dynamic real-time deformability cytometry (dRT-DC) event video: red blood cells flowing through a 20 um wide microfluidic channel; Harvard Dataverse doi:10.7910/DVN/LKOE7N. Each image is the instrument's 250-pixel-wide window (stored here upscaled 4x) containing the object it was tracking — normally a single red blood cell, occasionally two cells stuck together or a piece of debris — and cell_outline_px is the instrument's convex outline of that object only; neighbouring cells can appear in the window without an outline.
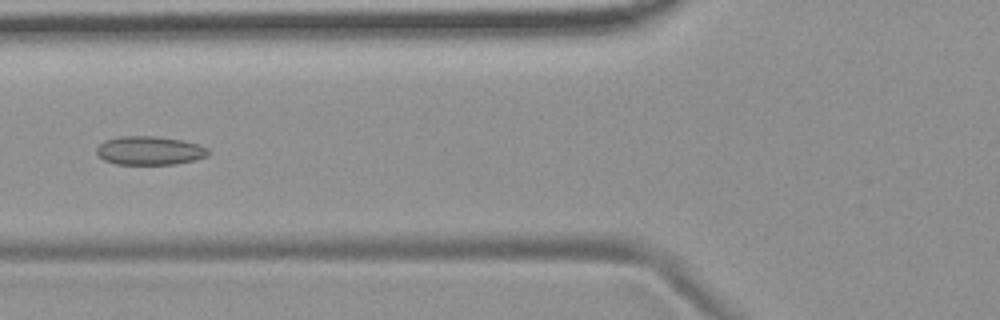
{"species": "common noctule bat (a hibernating species)", "species_latin": "Nyctalus noctula", "temperature_condition": "room temperature", "stored_images_in_passage": 8, "camera_frame_rate_fps": 3000, "um_per_image_px": 0.085, "animal": {"sex": "female", "body_mass_g": 19.9}, "frame": {"image": 1, "passage_image": 5, "time_ms": 5.667, "image_size_px": [1000, 320], "cell_outline_px": [[212, 152], [208, 156], [196, 160], [176, 164], [116, 164], [104, 160], [96, 152], [96, 148], [104, 140], [120, 136], [156, 136], [180, 140], [196, 144], [208, 148]], "centroid_in_image_um": [12.74, 12.8], "position_along_channel_um": 113.1, "area_um2": 18.73}}
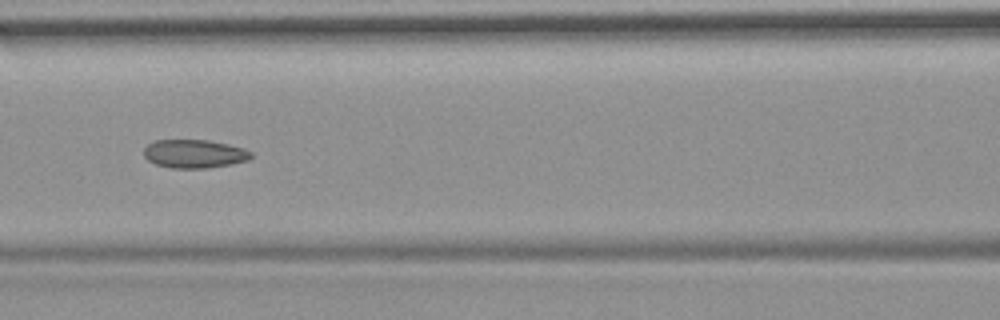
{"frame": {"image": 2, "passage_image": 6, "time_ms": 6.667, "image_size_px": [1000, 320], "cell_outline_px": [[252, 156], [248, 160], [232, 164], [208, 168], [172, 168], [156, 164], [148, 160], [144, 156], [144, 148], [148, 144], [156, 140], [208, 140], [228, 144], [244, 148], [252, 152]], "centroid_in_image_um": [16.53, 13.07], "position_along_channel_um": 150.1, "area_um2": 17.8}}
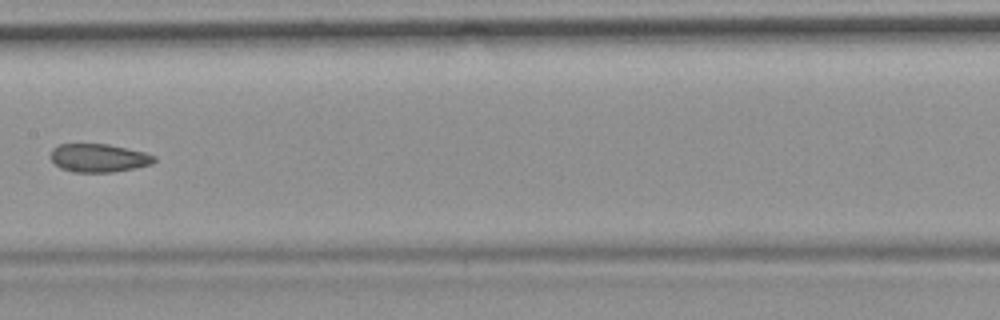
{"frame": {"image": 3, "passage_image": 7, "time_ms": 8.0, "image_size_px": [1000, 320], "cell_outline_px": [[156, 160], [152, 164], [112, 172], [72, 172], [60, 168], [48, 156], [52, 148], [60, 144], [108, 144], [144, 152], [156, 156]], "centroid_in_image_um": [8.35, 13.42], "position_along_channel_um": 199.0, "area_um2": 17.11}}